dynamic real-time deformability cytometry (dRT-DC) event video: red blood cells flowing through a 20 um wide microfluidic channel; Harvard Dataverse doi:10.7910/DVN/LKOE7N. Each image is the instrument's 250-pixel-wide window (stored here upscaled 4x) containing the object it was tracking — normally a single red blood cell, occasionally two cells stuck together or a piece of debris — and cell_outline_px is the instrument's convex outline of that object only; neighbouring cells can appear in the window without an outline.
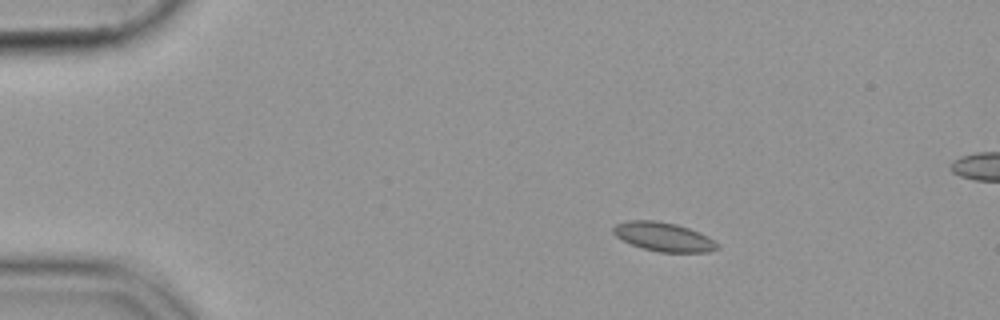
{"species": "common noctule bat (a hibernating species)", "species_latin": "Nyctalus noctula", "temperature_condition": "cold", "stored_images_in_passage": 17, "camera_frame_rate_fps": 3000, "um_per_image_px": 0.085, "animal": {"sex": "female", "body_mass_g": 19.9}, "frame": {"image": 1, "passage_image": 10, "time_ms": 3.0, "image_size_px": [1000, 320], "cell_outline_px": [[720, 248], [708, 252], [660, 252], [640, 248], [616, 236], [612, 232], [612, 228], [616, 224], [628, 220], [652, 220], [676, 224], [700, 232], [708, 236], [720, 244]], "centroid_in_image_um": [56.43, 20.13], "position_along_channel_um": 28.6, "area_um2": 17.63}}